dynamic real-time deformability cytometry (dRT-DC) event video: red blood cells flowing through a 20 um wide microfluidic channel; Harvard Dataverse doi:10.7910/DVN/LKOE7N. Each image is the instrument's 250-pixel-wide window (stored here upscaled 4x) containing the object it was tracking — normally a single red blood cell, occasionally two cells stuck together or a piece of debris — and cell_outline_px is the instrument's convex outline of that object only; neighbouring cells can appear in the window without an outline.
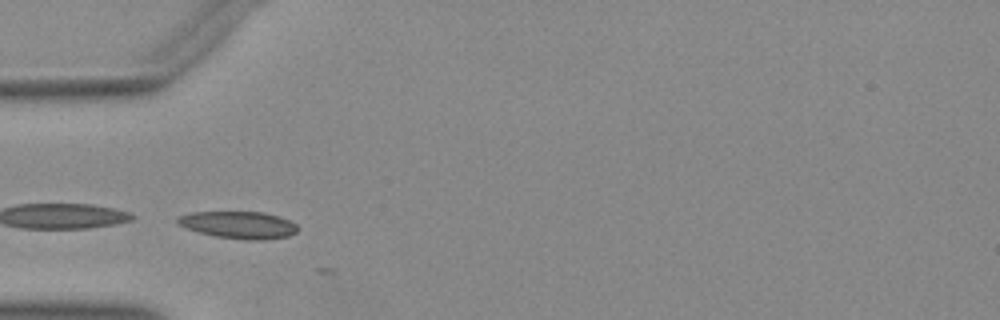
{"species": "Egyptian fruit bat (a non-hibernating species)", "species_latin": "Rousettus aegyptiacus", "temperature_condition": "warm", "stored_images_in_passage": 9, "camera_frame_rate_fps": 3000, "um_per_image_px": 0.085, "animal": {"sex": "female"}, "frame": {"image": 1, "passage_image": 2, "time_ms": 0.333, "image_size_px": [1000, 320], "cell_outline_px": [[296, 232], [288, 236], [264, 240], [248, 240], [216, 236], [200, 232], [188, 228], [180, 224], [176, 220], [176, 216], [192, 212], [264, 212], [280, 216], [296, 224]], "centroid_in_image_um": [20.3, 19.11], "position_along_channel_um": 64.7, "area_um2": 18.84}}